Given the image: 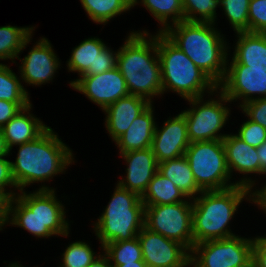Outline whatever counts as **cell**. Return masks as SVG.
Returning a JSON list of instances; mask_svg holds the SVG:
<instances>
[{"mask_svg": "<svg viewBox=\"0 0 266 267\" xmlns=\"http://www.w3.org/2000/svg\"><path fill=\"white\" fill-rule=\"evenodd\" d=\"M116 67L126 81L129 94L142 97L151 104L154 97L163 95L157 33L131 31L117 51Z\"/></svg>", "mask_w": 266, "mask_h": 267, "instance_id": "1", "label": "cell"}, {"mask_svg": "<svg viewBox=\"0 0 266 267\" xmlns=\"http://www.w3.org/2000/svg\"><path fill=\"white\" fill-rule=\"evenodd\" d=\"M19 192L7 201L4 225L23 228L37 238L68 236L70 224L54 188L42 185L33 193Z\"/></svg>", "mask_w": 266, "mask_h": 267, "instance_id": "2", "label": "cell"}, {"mask_svg": "<svg viewBox=\"0 0 266 267\" xmlns=\"http://www.w3.org/2000/svg\"><path fill=\"white\" fill-rule=\"evenodd\" d=\"M17 146L19 150L15 162H11V171L19 191L30 184L51 180L75 162L73 150L51 127L35 140Z\"/></svg>", "mask_w": 266, "mask_h": 267, "instance_id": "3", "label": "cell"}, {"mask_svg": "<svg viewBox=\"0 0 266 267\" xmlns=\"http://www.w3.org/2000/svg\"><path fill=\"white\" fill-rule=\"evenodd\" d=\"M215 23L182 21L164 34L176 44L217 86L223 81L228 46Z\"/></svg>", "mask_w": 266, "mask_h": 267, "instance_id": "4", "label": "cell"}, {"mask_svg": "<svg viewBox=\"0 0 266 267\" xmlns=\"http://www.w3.org/2000/svg\"><path fill=\"white\" fill-rule=\"evenodd\" d=\"M252 191L247 187L235 185L224 190L203 191L193 199L194 245L235 236L228 224L244 199L252 202Z\"/></svg>", "mask_w": 266, "mask_h": 267, "instance_id": "5", "label": "cell"}, {"mask_svg": "<svg viewBox=\"0 0 266 267\" xmlns=\"http://www.w3.org/2000/svg\"><path fill=\"white\" fill-rule=\"evenodd\" d=\"M157 51L161 62L162 90L176 92L189 100L217 93V85L164 33L157 32Z\"/></svg>", "mask_w": 266, "mask_h": 267, "instance_id": "6", "label": "cell"}, {"mask_svg": "<svg viewBox=\"0 0 266 267\" xmlns=\"http://www.w3.org/2000/svg\"><path fill=\"white\" fill-rule=\"evenodd\" d=\"M144 219L145 206L141 197L116 184L108 205L93 226L100 248L110 242L137 237L144 227Z\"/></svg>", "mask_w": 266, "mask_h": 267, "instance_id": "7", "label": "cell"}, {"mask_svg": "<svg viewBox=\"0 0 266 267\" xmlns=\"http://www.w3.org/2000/svg\"><path fill=\"white\" fill-rule=\"evenodd\" d=\"M197 186L202 191L224 190L235 185L253 189L255 180L241 178L235 183L227 166L223 140L192 142L185 151Z\"/></svg>", "mask_w": 266, "mask_h": 267, "instance_id": "8", "label": "cell"}, {"mask_svg": "<svg viewBox=\"0 0 266 267\" xmlns=\"http://www.w3.org/2000/svg\"><path fill=\"white\" fill-rule=\"evenodd\" d=\"M217 94L216 99L210 98L204 101L202 96L187 100L190 108L181 113L187 122L190 143L223 140L228 135L219 132L226 125L230 115V107L226 105L232 102L218 88Z\"/></svg>", "mask_w": 266, "mask_h": 267, "instance_id": "9", "label": "cell"}, {"mask_svg": "<svg viewBox=\"0 0 266 267\" xmlns=\"http://www.w3.org/2000/svg\"><path fill=\"white\" fill-rule=\"evenodd\" d=\"M254 238L235 236L195 244L190 251L192 267H249Z\"/></svg>", "mask_w": 266, "mask_h": 267, "instance_id": "10", "label": "cell"}, {"mask_svg": "<svg viewBox=\"0 0 266 267\" xmlns=\"http://www.w3.org/2000/svg\"><path fill=\"white\" fill-rule=\"evenodd\" d=\"M192 208L193 199L174 204L145 207L144 226L168 239L181 243L191 251L194 246Z\"/></svg>", "mask_w": 266, "mask_h": 267, "instance_id": "11", "label": "cell"}, {"mask_svg": "<svg viewBox=\"0 0 266 267\" xmlns=\"http://www.w3.org/2000/svg\"><path fill=\"white\" fill-rule=\"evenodd\" d=\"M217 88L231 101L239 99V107L257 98H266V70L248 69L242 64H229ZM259 96H255V95ZM255 96V97H253Z\"/></svg>", "mask_w": 266, "mask_h": 267, "instance_id": "12", "label": "cell"}, {"mask_svg": "<svg viewBox=\"0 0 266 267\" xmlns=\"http://www.w3.org/2000/svg\"><path fill=\"white\" fill-rule=\"evenodd\" d=\"M143 261L148 267H190V251L181 243L145 226L138 234Z\"/></svg>", "mask_w": 266, "mask_h": 267, "instance_id": "13", "label": "cell"}, {"mask_svg": "<svg viewBox=\"0 0 266 267\" xmlns=\"http://www.w3.org/2000/svg\"><path fill=\"white\" fill-rule=\"evenodd\" d=\"M69 85L100 106L102 111L129 95L126 81L117 67L97 75H83L70 81Z\"/></svg>", "mask_w": 266, "mask_h": 267, "instance_id": "14", "label": "cell"}, {"mask_svg": "<svg viewBox=\"0 0 266 267\" xmlns=\"http://www.w3.org/2000/svg\"><path fill=\"white\" fill-rule=\"evenodd\" d=\"M117 51L110 49L102 39L91 37L74 47L67 61L68 72L97 75L116 67Z\"/></svg>", "mask_w": 266, "mask_h": 267, "instance_id": "15", "label": "cell"}, {"mask_svg": "<svg viewBox=\"0 0 266 267\" xmlns=\"http://www.w3.org/2000/svg\"><path fill=\"white\" fill-rule=\"evenodd\" d=\"M35 44L23 59L17 57L21 61L19 77L29 85L41 86L53 81L60 61L47 38L42 37Z\"/></svg>", "mask_w": 266, "mask_h": 267, "instance_id": "16", "label": "cell"}, {"mask_svg": "<svg viewBox=\"0 0 266 267\" xmlns=\"http://www.w3.org/2000/svg\"><path fill=\"white\" fill-rule=\"evenodd\" d=\"M163 124L160 129L156 123L151 145L158 164L184 156L190 144L187 122L182 113L175 117H169Z\"/></svg>", "mask_w": 266, "mask_h": 267, "instance_id": "17", "label": "cell"}, {"mask_svg": "<svg viewBox=\"0 0 266 267\" xmlns=\"http://www.w3.org/2000/svg\"><path fill=\"white\" fill-rule=\"evenodd\" d=\"M120 156L125 159L127 168L125 179L119 180L117 184L142 197L158 171V163L152 148L128 151L121 153Z\"/></svg>", "mask_w": 266, "mask_h": 267, "instance_id": "18", "label": "cell"}, {"mask_svg": "<svg viewBox=\"0 0 266 267\" xmlns=\"http://www.w3.org/2000/svg\"><path fill=\"white\" fill-rule=\"evenodd\" d=\"M151 103L146 99L129 94L115 103L107 106L105 112V128L109 136L115 141L124 134L136 117H138Z\"/></svg>", "mask_w": 266, "mask_h": 267, "instance_id": "19", "label": "cell"}, {"mask_svg": "<svg viewBox=\"0 0 266 267\" xmlns=\"http://www.w3.org/2000/svg\"><path fill=\"white\" fill-rule=\"evenodd\" d=\"M230 64H242L248 69L266 70V33L237 32Z\"/></svg>", "mask_w": 266, "mask_h": 267, "instance_id": "20", "label": "cell"}, {"mask_svg": "<svg viewBox=\"0 0 266 267\" xmlns=\"http://www.w3.org/2000/svg\"><path fill=\"white\" fill-rule=\"evenodd\" d=\"M32 104L23 108L3 128L2 132L7 147L11 150L15 145L31 142L40 136L49 126L35 117L30 111Z\"/></svg>", "mask_w": 266, "mask_h": 267, "instance_id": "21", "label": "cell"}, {"mask_svg": "<svg viewBox=\"0 0 266 267\" xmlns=\"http://www.w3.org/2000/svg\"><path fill=\"white\" fill-rule=\"evenodd\" d=\"M153 109L150 104L135 118L129 129L114 141L119 154L151 147L156 126Z\"/></svg>", "mask_w": 266, "mask_h": 267, "instance_id": "22", "label": "cell"}, {"mask_svg": "<svg viewBox=\"0 0 266 267\" xmlns=\"http://www.w3.org/2000/svg\"><path fill=\"white\" fill-rule=\"evenodd\" d=\"M223 146L231 178L233 171H238V173L243 175L259 174L256 148L242 141L234 133L228 134L223 139Z\"/></svg>", "mask_w": 266, "mask_h": 267, "instance_id": "23", "label": "cell"}, {"mask_svg": "<svg viewBox=\"0 0 266 267\" xmlns=\"http://www.w3.org/2000/svg\"><path fill=\"white\" fill-rule=\"evenodd\" d=\"M158 171L167 177L189 199H195L203 192L197 186L185 156L159 163Z\"/></svg>", "mask_w": 266, "mask_h": 267, "instance_id": "24", "label": "cell"}, {"mask_svg": "<svg viewBox=\"0 0 266 267\" xmlns=\"http://www.w3.org/2000/svg\"><path fill=\"white\" fill-rule=\"evenodd\" d=\"M184 198V199H183ZM187 198L167 177L159 171L149 182L148 188L141 197L145 207L153 205L174 204L187 201Z\"/></svg>", "mask_w": 266, "mask_h": 267, "instance_id": "25", "label": "cell"}, {"mask_svg": "<svg viewBox=\"0 0 266 267\" xmlns=\"http://www.w3.org/2000/svg\"><path fill=\"white\" fill-rule=\"evenodd\" d=\"M34 28L11 25L0 27V60L10 59L15 63V58L32 42Z\"/></svg>", "mask_w": 266, "mask_h": 267, "instance_id": "26", "label": "cell"}, {"mask_svg": "<svg viewBox=\"0 0 266 267\" xmlns=\"http://www.w3.org/2000/svg\"><path fill=\"white\" fill-rule=\"evenodd\" d=\"M139 3H142L161 25L157 32L164 33L170 26L184 21L182 0H141Z\"/></svg>", "mask_w": 266, "mask_h": 267, "instance_id": "27", "label": "cell"}, {"mask_svg": "<svg viewBox=\"0 0 266 267\" xmlns=\"http://www.w3.org/2000/svg\"><path fill=\"white\" fill-rule=\"evenodd\" d=\"M89 18L98 24H106L116 15L131 10L130 0H80Z\"/></svg>", "mask_w": 266, "mask_h": 267, "instance_id": "28", "label": "cell"}, {"mask_svg": "<svg viewBox=\"0 0 266 267\" xmlns=\"http://www.w3.org/2000/svg\"><path fill=\"white\" fill-rule=\"evenodd\" d=\"M102 250L108 256L113 266L143 261L142 250L138 237L132 240L110 242Z\"/></svg>", "mask_w": 266, "mask_h": 267, "instance_id": "29", "label": "cell"}, {"mask_svg": "<svg viewBox=\"0 0 266 267\" xmlns=\"http://www.w3.org/2000/svg\"><path fill=\"white\" fill-rule=\"evenodd\" d=\"M20 79L8 65L0 63V100L31 102L29 93Z\"/></svg>", "mask_w": 266, "mask_h": 267, "instance_id": "30", "label": "cell"}, {"mask_svg": "<svg viewBox=\"0 0 266 267\" xmlns=\"http://www.w3.org/2000/svg\"><path fill=\"white\" fill-rule=\"evenodd\" d=\"M184 21L215 23L219 0H182ZM199 15V17H198Z\"/></svg>", "mask_w": 266, "mask_h": 267, "instance_id": "31", "label": "cell"}, {"mask_svg": "<svg viewBox=\"0 0 266 267\" xmlns=\"http://www.w3.org/2000/svg\"><path fill=\"white\" fill-rule=\"evenodd\" d=\"M219 3L235 33L248 31L250 0H219Z\"/></svg>", "mask_w": 266, "mask_h": 267, "instance_id": "32", "label": "cell"}, {"mask_svg": "<svg viewBox=\"0 0 266 267\" xmlns=\"http://www.w3.org/2000/svg\"><path fill=\"white\" fill-rule=\"evenodd\" d=\"M88 243L76 241L70 243L62 254V262L59 267H88L99 255L96 254Z\"/></svg>", "mask_w": 266, "mask_h": 267, "instance_id": "33", "label": "cell"}, {"mask_svg": "<svg viewBox=\"0 0 266 267\" xmlns=\"http://www.w3.org/2000/svg\"><path fill=\"white\" fill-rule=\"evenodd\" d=\"M235 135L248 145L257 148L266 140V129L248 118Z\"/></svg>", "mask_w": 266, "mask_h": 267, "instance_id": "34", "label": "cell"}, {"mask_svg": "<svg viewBox=\"0 0 266 267\" xmlns=\"http://www.w3.org/2000/svg\"><path fill=\"white\" fill-rule=\"evenodd\" d=\"M248 32L266 33V0H250Z\"/></svg>", "mask_w": 266, "mask_h": 267, "instance_id": "35", "label": "cell"}, {"mask_svg": "<svg viewBox=\"0 0 266 267\" xmlns=\"http://www.w3.org/2000/svg\"><path fill=\"white\" fill-rule=\"evenodd\" d=\"M243 114L266 129V98H257L242 105Z\"/></svg>", "mask_w": 266, "mask_h": 267, "instance_id": "36", "label": "cell"}, {"mask_svg": "<svg viewBox=\"0 0 266 267\" xmlns=\"http://www.w3.org/2000/svg\"><path fill=\"white\" fill-rule=\"evenodd\" d=\"M7 156L0 157V191L8 198H13L18 193L14 192L16 190L17 185L13 179L12 171H11V161L5 159ZM7 187H10V190H6ZM13 190H11L12 188Z\"/></svg>", "mask_w": 266, "mask_h": 267, "instance_id": "37", "label": "cell"}, {"mask_svg": "<svg viewBox=\"0 0 266 267\" xmlns=\"http://www.w3.org/2000/svg\"><path fill=\"white\" fill-rule=\"evenodd\" d=\"M31 102H10L0 100V128L2 129L17 113Z\"/></svg>", "mask_w": 266, "mask_h": 267, "instance_id": "38", "label": "cell"}, {"mask_svg": "<svg viewBox=\"0 0 266 267\" xmlns=\"http://www.w3.org/2000/svg\"><path fill=\"white\" fill-rule=\"evenodd\" d=\"M252 264L255 267H266V234L254 238Z\"/></svg>", "mask_w": 266, "mask_h": 267, "instance_id": "39", "label": "cell"}, {"mask_svg": "<svg viewBox=\"0 0 266 267\" xmlns=\"http://www.w3.org/2000/svg\"><path fill=\"white\" fill-rule=\"evenodd\" d=\"M252 202L266 214V184L259 190L252 191Z\"/></svg>", "mask_w": 266, "mask_h": 267, "instance_id": "40", "label": "cell"}, {"mask_svg": "<svg viewBox=\"0 0 266 267\" xmlns=\"http://www.w3.org/2000/svg\"><path fill=\"white\" fill-rule=\"evenodd\" d=\"M256 149L259 161V175H266V140Z\"/></svg>", "mask_w": 266, "mask_h": 267, "instance_id": "41", "label": "cell"}, {"mask_svg": "<svg viewBox=\"0 0 266 267\" xmlns=\"http://www.w3.org/2000/svg\"><path fill=\"white\" fill-rule=\"evenodd\" d=\"M102 254L99 253V255L88 267H113L108 256L104 252H102Z\"/></svg>", "mask_w": 266, "mask_h": 267, "instance_id": "42", "label": "cell"}, {"mask_svg": "<svg viewBox=\"0 0 266 267\" xmlns=\"http://www.w3.org/2000/svg\"><path fill=\"white\" fill-rule=\"evenodd\" d=\"M8 198L0 191V220L4 223L6 218Z\"/></svg>", "mask_w": 266, "mask_h": 267, "instance_id": "43", "label": "cell"}, {"mask_svg": "<svg viewBox=\"0 0 266 267\" xmlns=\"http://www.w3.org/2000/svg\"><path fill=\"white\" fill-rule=\"evenodd\" d=\"M8 155L10 156V149L7 147L2 129L0 128V157Z\"/></svg>", "mask_w": 266, "mask_h": 267, "instance_id": "44", "label": "cell"}, {"mask_svg": "<svg viewBox=\"0 0 266 267\" xmlns=\"http://www.w3.org/2000/svg\"><path fill=\"white\" fill-rule=\"evenodd\" d=\"M113 267H148L144 261H135L133 263H125L123 265H117Z\"/></svg>", "mask_w": 266, "mask_h": 267, "instance_id": "45", "label": "cell"}, {"mask_svg": "<svg viewBox=\"0 0 266 267\" xmlns=\"http://www.w3.org/2000/svg\"><path fill=\"white\" fill-rule=\"evenodd\" d=\"M8 267H24V266L20 265V263H18V262H13V263L9 264Z\"/></svg>", "mask_w": 266, "mask_h": 267, "instance_id": "46", "label": "cell"}, {"mask_svg": "<svg viewBox=\"0 0 266 267\" xmlns=\"http://www.w3.org/2000/svg\"><path fill=\"white\" fill-rule=\"evenodd\" d=\"M141 0H130L132 7L139 3Z\"/></svg>", "mask_w": 266, "mask_h": 267, "instance_id": "47", "label": "cell"}, {"mask_svg": "<svg viewBox=\"0 0 266 267\" xmlns=\"http://www.w3.org/2000/svg\"><path fill=\"white\" fill-rule=\"evenodd\" d=\"M2 227H4V223L0 220V231L3 230Z\"/></svg>", "mask_w": 266, "mask_h": 267, "instance_id": "48", "label": "cell"}]
</instances>
